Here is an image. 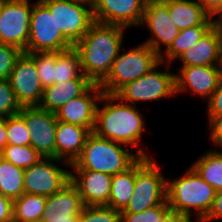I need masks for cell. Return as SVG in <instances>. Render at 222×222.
I'll use <instances>...</instances> for the list:
<instances>
[{
  "label": "cell",
  "mask_w": 222,
  "mask_h": 222,
  "mask_svg": "<svg viewBox=\"0 0 222 222\" xmlns=\"http://www.w3.org/2000/svg\"><path fill=\"white\" fill-rule=\"evenodd\" d=\"M123 26L94 22L73 46L79 55L83 74L100 84L109 74L122 47Z\"/></svg>",
  "instance_id": "obj_1"
},
{
  "label": "cell",
  "mask_w": 222,
  "mask_h": 222,
  "mask_svg": "<svg viewBox=\"0 0 222 222\" xmlns=\"http://www.w3.org/2000/svg\"><path fill=\"white\" fill-rule=\"evenodd\" d=\"M101 101L104 106L97 107L93 132L99 137L137 147L142 139L145 122L136 105L127 104L115 95L105 93Z\"/></svg>",
  "instance_id": "obj_2"
},
{
  "label": "cell",
  "mask_w": 222,
  "mask_h": 222,
  "mask_svg": "<svg viewBox=\"0 0 222 222\" xmlns=\"http://www.w3.org/2000/svg\"><path fill=\"white\" fill-rule=\"evenodd\" d=\"M121 144L99 137L92 132L88 136L80 156L70 167L73 170H92L113 176L126 171L141 156L149 157L143 151L144 149L138 148L135 155L133 152H129L128 147L126 150Z\"/></svg>",
  "instance_id": "obj_3"
},
{
  "label": "cell",
  "mask_w": 222,
  "mask_h": 222,
  "mask_svg": "<svg viewBox=\"0 0 222 222\" xmlns=\"http://www.w3.org/2000/svg\"><path fill=\"white\" fill-rule=\"evenodd\" d=\"M176 179V180H175ZM173 181L167 180V202L174 215L192 216L196 211L201 222L210 211L215 198V189L207 184L191 167Z\"/></svg>",
  "instance_id": "obj_4"
},
{
  "label": "cell",
  "mask_w": 222,
  "mask_h": 222,
  "mask_svg": "<svg viewBox=\"0 0 222 222\" xmlns=\"http://www.w3.org/2000/svg\"><path fill=\"white\" fill-rule=\"evenodd\" d=\"M119 53L108 76L99 84L105 94L115 95L126 84L143 76L160 62V56L145 43L124 53L120 49Z\"/></svg>",
  "instance_id": "obj_5"
},
{
  "label": "cell",
  "mask_w": 222,
  "mask_h": 222,
  "mask_svg": "<svg viewBox=\"0 0 222 222\" xmlns=\"http://www.w3.org/2000/svg\"><path fill=\"white\" fill-rule=\"evenodd\" d=\"M160 170V166L150 157L141 156L136 161L134 191L121 213H140L167 199V179Z\"/></svg>",
  "instance_id": "obj_6"
},
{
  "label": "cell",
  "mask_w": 222,
  "mask_h": 222,
  "mask_svg": "<svg viewBox=\"0 0 222 222\" xmlns=\"http://www.w3.org/2000/svg\"><path fill=\"white\" fill-rule=\"evenodd\" d=\"M40 1L50 10L51 15H54L57 28L72 46L83 37L95 22L92 4L77 0Z\"/></svg>",
  "instance_id": "obj_7"
},
{
  "label": "cell",
  "mask_w": 222,
  "mask_h": 222,
  "mask_svg": "<svg viewBox=\"0 0 222 222\" xmlns=\"http://www.w3.org/2000/svg\"><path fill=\"white\" fill-rule=\"evenodd\" d=\"M73 47L56 26L54 15L40 1L32 4L30 32L25 53L60 52Z\"/></svg>",
  "instance_id": "obj_8"
},
{
  "label": "cell",
  "mask_w": 222,
  "mask_h": 222,
  "mask_svg": "<svg viewBox=\"0 0 222 222\" xmlns=\"http://www.w3.org/2000/svg\"><path fill=\"white\" fill-rule=\"evenodd\" d=\"M161 61L149 72L122 87L115 96L135 105L137 101H154L176 94L175 73L156 70Z\"/></svg>",
  "instance_id": "obj_9"
},
{
  "label": "cell",
  "mask_w": 222,
  "mask_h": 222,
  "mask_svg": "<svg viewBox=\"0 0 222 222\" xmlns=\"http://www.w3.org/2000/svg\"><path fill=\"white\" fill-rule=\"evenodd\" d=\"M54 161L71 165L60 159L43 157L24 169V193L49 197L71 181V172L58 167Z\"/></svg>",
  "instance_id": "obj_10"
},
{
  "label": "cell",
  "mask_w": 222,
  "mask_h": 222,
  "mask_svg": "<svg viewBox=\"0 0 222 222\" xmlns=\"http://www.w3.org/2000/svg\"><path fill=\"white\" fill-rule=\"evenodd\" d=\"M19 114L23 117L30 132V146L42 157L56 158V127L58 120L55 113L39 106H22Z\"/></svg>",
  "instance_id": "obj_11"
},
{
  "label": "cell",
  "mask_w": 222,
  "mask_h": 222,
  "mask_svg": "<svg viewBox=\"0 0 222 222\" xmlns=\"http://www.w3.org/2000/svg\"><path fill=\"white\" fill-rule=\"evenodd\" d=\"M31 11L29 0H7L0 14V43L17 47L25 53Z\"/></svg>",
  "instance_id": "obj_12"
},
{
  "label": "cell",
  "mask_w": 222,
  "mask_h": 222,
  "mask_svg": "<svg viewBox=\"0 0 222 222\" xmlns=\"http://www.w3.org/2000/svg\"><path fill=\"white\" fill-rule=\"evenodd\" d=\"M8 80L21 107L40 104L43 87L35 66V52L21 54Z\"/></svg>",
  "instance_id": "obj_13"
},
{
  "label": "cell",
  "mask_w": 222,
  "mask_h": 222,
  "mask_svg": "<svg viewBox=\"0 0 222 222\" xmlns=\"http://www.w3.org/2000/svg\"><path fill=\"white\" fill-rule=\"evenodd\" d=\"M145 7V0H94L92 3L96 22L125 28L139 27Z\"/></svg>",
  "instance_id": "obj_14"
},
{
  "label": "cell",
  "mask_w": 222,
  "mask_h": 222,
  "mask_svg": "<svg viewBox=\"0 0 222 222\" xmlns=\"http://www.w3.org/2000/svg\"><path fill=\"white\" fill-rule=\"evenodd\" d=\"M103 93L99 84L92 83L81 95L71 99L55 112L57 120L83 126L93 132L98 107L96 102H100Z\"/></svg>",
  "instance_id": "obj_15"
},
{
  "label": "cell",
  "mask_w": 222,
  "mask_h": 222,
  "mask_svg": "<svg viewBox=\"0 0 222 222\" xmlns=\"http://www.w3.org/2000/svg\"><path fill=\"white\" fill-rule=\"evenodd\" d=\"M146 25H148L149 30L155 37L149 38L144 43L159 56L163 53L161 52V45L163 44L165 46L163 50H166L179 34V29L169 15L167 4H146L139 26L143 27Z\"/></svg>",
  "instance_id": "obj_16"
},
{
  "label": "cell",
  "mask_w": 222,
  "mask_h": 222,
  "mask_svg": "<svg viewBox=\"0 0 222 222\" xmlns=\"http://www.w3.org/2000/svg\"><path fill=\"white\" fill-rule=\"evenodd\" d=\"M222 79V66H187L180 67L175 74L176 94L186 89L206 98L212 96Z\"/></svg>",
  "instance_id": "obj_17"
},
{
  "label": "cell",
  "mask_w": 222,
  "mask_h": 222,
  "mask_svg": "<svg viewBox=\"0 0 222 222\" xmlns=\"http://www.w3.org/2000/svg\"><path fill=\"white\" fill-rule=\"evenodd\" d=\"M73 171L71 172V182L78 189L84 205L107 206L113 176L92 170Z\"/></svg>",
  "instance_id": "obj_18"
},
{
  "label": "cell",
  "mask_w": 222,
  "mask_h": 222,
  "mask_svg": "<svg viewBox=\"0 0 222 222\" xmlns=\"http://www.w3.org/2000/svg\"><path fill=\"white\" fill-rule=\"evenodd\" d=\"M181 67L222 65V34L216 24L179 58Z\"/></svg>",
  "instance_id": "obj_19"
},
{
  "label": "cell",
  "mask_w": 222,
  "mask_h": 222,
  "mask_svg": "<svg viewBox=\"0 0 222 222\" xmlns=\"http://www.w3.org/2000/svg\"><path fill=\"white\" fill-rule=\"evenodd\" d=\"M85 205L78 189L70 181L61 190L46 198L43 222L70 221V216H79Z\"/></svg>",
  "instance_id": "obj_20"
},
{
  "label": "cell",
  "mask_w": 222,
  "mask_h": 222,
  "mask_svg": "<svg viewBox=\"0 0 222 222\" xmlns=\"http://www.w3.org/2000/svg\"><path fill=\"white\" fill-rule=\"evenodd\" d=\"M92 131L83 126L58 121L56 127V159L73 164L80 156Z\"/></svg>",
  "instance_id": "obj_21"
},
{
  "label": "cell",
  "mask_w": 222,
  "mask_h": 222,
  "mask_svg": "<svg viewBox=\"0 0 222 222\" xmlns=\"http://www.w3.org/2000/svg\"><path fill=\"white\" fill-rule=\"evenodd\" d=\"M92 82L89 79H72L55 83L43 89L40 108L55 113L71 99L81 95Z\"/></svg>",
  "instance_id": "obj_22"
},
{
  "label": "cell",
  "mask_w": 222,
  "mask_h": 222,
  "mask_svg": "<svg viewBox=\"0 0 222 222\" xmlns=\"http://www.w3.org/2000/svg\"><path fill=\"white\" fill-rule=\"evenodd\" d=\"M169 15L180 30L194 26H213V20L197 2V0H173L166 3Z\"/></svg>",
  "instance_id": "obj_23"
},
{
  "label": "cell",
  "mask_w": 222,
  "mask_h": 222,
  "mask_svg": "<svg viewBox=\"0 0 222 222\" xmlns=\"http://www.w3.org/2000/svg\"><path fill=\"white\" fill-rule=\"evenodd\" d=\"M136 176V162L126 171L113 175L108 207L122 211L134 191Z\"/></svg>",
  "instance_id": "obj_24"
},
{
  "label": "cell",
  "mask_w": 222,
  "mask_h": 222,
  "mask_svg": "<svg viewBox=\"0 0 222 222\" xmlns=\"http://www.w3.org/2000/svg\"><path fill=\"white\" fill-rule=\"evenodd\" d=\"M196 173L216 192L222 191V152L207 151L192 166Z\"/></svg>",
  "instance_id": "obj_25"
},
{
  "label": "cell",
  "mask_w": 222,
  "mask_h": 222,
  "mask_svg": "<svg viewBox=\"0 0 222 222\" xmlns=\"http://www.w3.org/2000/svg\"><path fill=\"white\" fill-rule=\"evenodd\" d=\"M211 27L212 26H194L180 30L178 36L165 50V55H160V61L162 63L167 61V66L169 68L171 62H173L175 59H179L182 54L190 49V47L193 46L196 42H198Z\"/></svg>",
  "instance_id": "obj_26"
},
{
  "label": "cell",
  "mask_w": 222,
  "mask_h": 222,
  "mask_svg": "<svg viewBox=\"0 0 222 222\" xmlns=\"http://www.w3.org/2000/svg\"><path fill=\"white\" fill-rule=\"evenodd\" d=\"M72 79H88L82 72L80 58L74 47L55 52V83Z\"/></svg>",
  "instance_id": "obj_27"
},
{
  "label": "cell",
  "mask_w": 222,
  "mask_h": 222,
  "mask_svg": "<svg viewBox=\"0 0 222 222\" xmlns=\"http://www.w3.org/2000/svg\"><path fill=\"white\" fill-rule=\"evenodd\" d=\"M0 193L12 201L24 193V169L0 157Z\"/></svg>",
  "instance_id": "obj_28"
},
{
  "label": "cell",
  "mask_w": 222,
  "mask_h": 222,
  "mask_svg": "<svg viewBox=\"0 0 222 222\" xmlns=\"http://www.w3.org/2000/svg\"><path fill=\"white\" fill-rule=\"evenodd\" d=\"M45 196L23 193L13 200V220L42 219L45 212Z\"/></svg>",
  "instance_id": "obj_29"
},
{
  "label": "cell",
  "mask_w": 222,
  "mask_h": 222,
  "mask_svg": "<svg viewBox=\"0 0 222 222\" xmlns=\"http://www.w3.org/2000/svg\"><path fill=\"white\" fill-rule=\"evenodd\" d=\"M1 158L11 162L16 167L27 169L37 163L43 157L30 145L16 146L7 145L0 153Z\"/></svg>",
  "instance_id": "obj_30"
},
{
  "label": "cell",
  "mask_w": 222,
  "mask_h": 222,
  "mask_svg": "<svg viewBox=\"0 0 222 222\" xmlns=\"http://www.w3.org/2000/svg\"><path fill=\"white\" fill-rule=\"evenodd\" d=\"M172 214L167 199L140 213H121V222H165Z\"/></svg>",
  "instance_id": "obj_31"
},
{
  "label": "cell",
  "mask_w": 222,
  "mask_h": 222,
  "mask_svg": "<svg viewBox=\"0 0 222 222\" xmlns=\"http://www.w3.org/2000/svg\"><path fill=\"white\" fill-rule=\"evenodd\" d=\"M7 145H30V132L23 117L18 113L6 118Z\"/></svg>",
  "instance_id": "obj_32"
},
{
  "label": "cell",
  "mask_w": 222,
  "mask_h": 222,
  "mask_svg": "<svg viewBox=\"0 0 222 222\" xmlns=\"http://www.w3.org/2000/svg\"><path fill=\"white\" fill-rule=\"evenodd\" d=\"M35 66L43 89L55 84V52H35Z\"/></svg>",
  "instance_id": "obj_33"
},
{
  "label": "cell",
  "mask_w": 222,
  "mask_h": 222,
  "mask_svg": "<svg viewBox=\"0 0 222 222\" xmlns=\"http://www.w3.org/2000/svg\"><path fill=\"white\" fill-rule=\"evenodd\" d=\"M78 222H121V212L108 206H85Z\"/></svg>",
  "instance_id": "obj_34"
},
{
  "label": "cell",
  "mask_w": 222,
  "mask_h": 222,
  "mask_svg": "<svg viewBox=\"0 0 222 222\" xmlns=\"http://www.w3.org/2000/svg\"><path fill=\"white\" fill-rule=\"evenodd\" d=\"M21 109L8 79H0V118L16 115Z\"/></svg>",
  "instance_id": "obj_35"
},
{
  "label": "cell",
  "mask_w": 222,
  "mask_h": 222,
  "mask_svg": "<svg viewBox=\"0 0 222 222\" xmlns=\"http://www.w3.org/2000/svg\"><path fill=\"white\" fill-rule=\"evenodd\" d=\"M23 53L17 47L0 43V79H9L17 59Z\"/></svg>",
  "instance_id": "obj_36"
},
{
  "label": "cell",
  "mask_w": 222,
  "mask_h": 222,
  "mask_svg": "<svg viewBox=\"0 0 222 222\" xmlns=\"http://www.w3.org/2000/svg\"><path fill=\"white\" fill-rule=\"evenodd\" d=\"M208 118L209 120L213 116L222 115V79L214 91L212 96L207 101Z\"/></svg>",
  "instance_id": "obj_37"
},
{
  "label": "cell",
  "mask_w": 222,
  "mask_h": 222,
  "mask_svg": "<svg viewBox=\"0 0 222 222\" xmlns=\"http://www.w3.org/2000/svg\"><path fill=\"white\" fill-rule=\"evenodd\" d=\"M210 139L217 147H222V115L213 116L209 120Z\"/></svg>",
  "instance_id": "obj_38"
},
{
  "label": "cell",
  "mask_w": 222,
  "mask_h": 222,
  "mask_svg": "<svg viewBox=\"0 0 222 222\" xmlns=\"http://www.w3.org/2000/svg\"><path fill=\"white\" fill-rule=\"evenodd\" d=\"M222 218V191L216 192L212 207L201 222H208Z\"/></svg>",
  "instance_id": "obj_39"
},
{
  "label": "cell",
  "mask_w": 222,
  "mask_h": 222,
  "mask_svg": "<svg viewBox=\"0 0 222 222\" xmlns=\"http://www.w3.org/2000/svg\"><path fill=\"white\" fill-rule=\"evenodd\" d=\"M13 201L0 193V220L13 221Z\"/></svg>",
  "instance_id": "obj_40"
},
{
  "label": "cell",
  "mask_w": 222,
  "mask_h": 222,
  "mask_svg": "<svg viewBox=\"0 0 222 222\" xmlns=\"http://www.w3.org/2000/svg\"><path fill=\"white\" fill-rule=\"evenodd\" d=\"M197 2L211 18L222 13V0H197Z\"/></svg>",
  "instance_id": "obj_41"
},
{
  "label": "cell",
  "mask_w": 222,
  "mask_h": 222,
  "mask_svg": "<svg viewBox=\"0 0 222 222\" xmlns=\"http://www.w3.org/2000/svg\"><path fill=\"white\" fill-rule=\"evenodd\" d=\"M6 118H0V153L7 146Z\"/></svg>",
  "instance_id": "obj_42"
},
{
  "label": "cell",
  "mask_w": 222,
  "mask_h": 222,
  "mask_svg": "<svg viewBox=\"0 0 222 222\" xmlns=\"http://www.w3.org/2000/svg\"><path fill=\"white\" fill-rule=\"evenodd\" d=\"M191 216L171 214L165 222H192Z\"/></svg>",
  "instance_id": "obj_43"
},
{
  "label": "cell",
  "mask_w": 222,
  "mask_h": 222,
  "mask_svg": "<svg viewBox=\"0 0 222 222\" xmlns=\"http://www.w3.org/2000/svg\"><path fill=\"white\" fill-rule=\"evenodd\" d=\"M173 0H145V3L146 4H153V3H163V4H166V3H169Z\"/></svg>",
  "instance_id": "obj_44"
},
{
  "label": "cell",
  "mask_w": 222,
  "mask_h": 222,
  "mask_svg": "<svg viewBox=\"0 0 222 222\" xmlns=\"http://www.w3.org/2000/svg\"><path fill=\"white\" fill-rule=\"evenodd\" d=\"M215 24L218 26L221 34H222V13L218 15V18L215 19Z\"/></svg>",
  "instance_id": "obj_45"
},
{
  "label": "cell",
  "mask_w": 222,
  "mask_h": 222,
  "mask_svg": "<svg viewBox=\"0 0 222 222\" xmlns=\"http://www.w3.org/2000/svg\"><path fill=\"white\" fill-rule=\"evenodd\" d=\"M12 222H43V220H42V219L29 220V221H25V220H13Z\"/></svg>",
  "instance_id": "obj_46"
},
{
  "label": "cell",
  "mask_w": 222,
  "mask_h": 222,
  "mask_svg": "<svg viewBox=\"0 0 222 222\" xmlns=\"http://www.w3.org/2000/svg\"><path fill=\"white\" fill-rule=\"evenodd\" d=\"M61 222H78V216H70V221H61Z\"/></svg>",
  "instance_id": "obj_47"
},
{
  "label": "cell",
  "mask_w": 222,
  "mask_h": 222,
  "mask_svg": "<svg viewBox=\"0 0 222 222\" xmlns=\"http://www.w3.org/2000/svg\"><path fill=\"white\" fill-rule=\"evenodd\" d=\"M6 2H7V0H0V14H1L2 9H3Z\"/></svg>",
  "instance_id": "obj_48"
},
{
  "label": "cell",
  "mask_w": 222,
  "mask_h": 222,
  "mask_svg": "<svg viewBox=\"0 0 222 222\" xmlns=\"http://www.w3.org/2000/svg\"><path fill=\"white\" fill-rule=\"evenodd\" d=\"M77 1H82V2H85V3L92 4L94 0H77Z\"/></svg>",
  "instance_id": "obj_49"
}]
</instances>
